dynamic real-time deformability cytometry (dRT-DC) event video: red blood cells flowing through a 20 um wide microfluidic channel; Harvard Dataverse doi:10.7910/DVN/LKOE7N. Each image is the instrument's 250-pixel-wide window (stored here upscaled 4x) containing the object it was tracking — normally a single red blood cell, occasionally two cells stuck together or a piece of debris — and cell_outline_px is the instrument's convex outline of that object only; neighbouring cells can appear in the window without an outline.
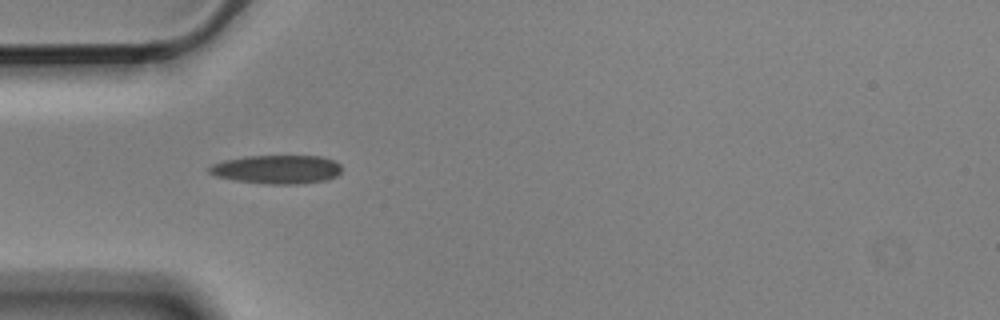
{"species": "Egyptian fruit bat (a non-hibernating species)", "species_latin": "Rousettus aegyptiacus", "temperature_condition": "cold", "stored_images_in_passage": 2, "camera_frame_rate_fps": 3000, "um_per_image_px": 0.085, "animal": {"sex": "male"}, "frame": {"image": 1, "passage_image": 1, "time_ms": 0.0, "image_size_px": [1000, 320], "cell_outline_px": [[340, 172], [336, 176], [328, 180], [300, 184], [272, 184], [236, 180], [216, 176], [208, 172], [208, 168], [212, 164], [224, 160], [244, 156], [320, 156], [336, 160], [340, 164]], "centroid_in_image_um": [23.56, 14.39], "position_along_channel_um": 61.4, "area_um2": 22.2}}
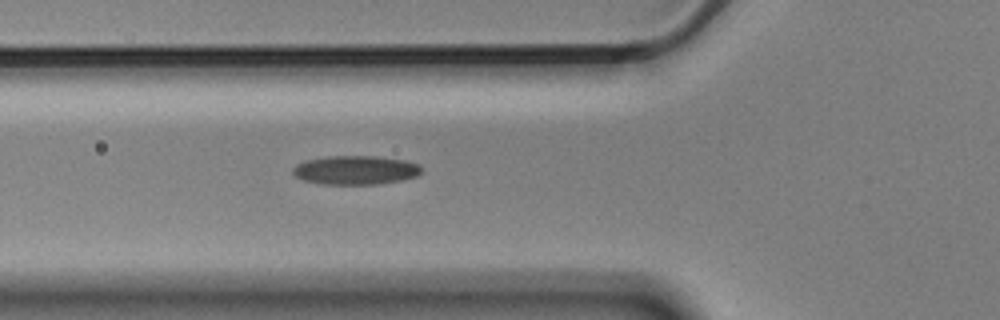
{"frame": {"image": 2, "passage_image": 2, "time_ms": 0.333, "image_size_px": [1000, 320], "cell_outline_px": [[420, 172], [416, 176], [400, 180], [376, 184], [324, 184], [304, 180], [296, 176], [292, 172], [292, 168], [296, 164], [304, 160], [324, 156], [376, 156], [408, 160], [420, 164]], "centroid_in_image_um": [30.2, 14.44], "position_along_channel_um": 95.6, "area_um2": 21.73}}